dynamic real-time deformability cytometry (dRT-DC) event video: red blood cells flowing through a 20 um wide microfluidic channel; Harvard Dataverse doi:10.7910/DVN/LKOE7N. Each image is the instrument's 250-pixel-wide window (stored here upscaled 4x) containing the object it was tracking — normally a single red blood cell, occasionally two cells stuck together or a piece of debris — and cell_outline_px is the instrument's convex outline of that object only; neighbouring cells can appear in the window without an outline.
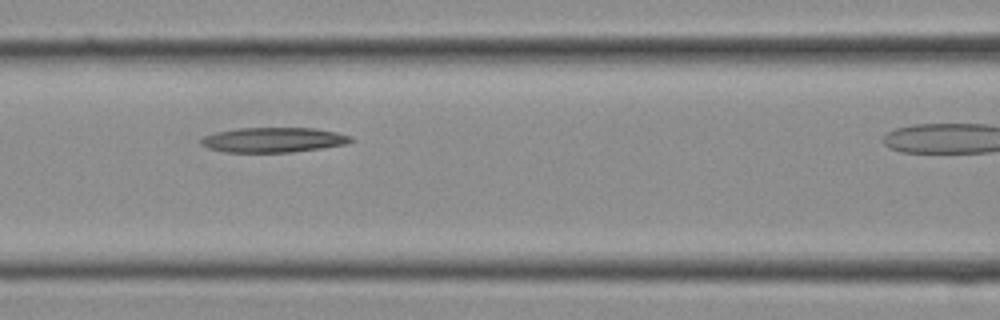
{"species": "Egyptian fruit bat (a non-hibernating species)", "species_latin": "Rousettus aegyptiacus", "temperature_condition": "cold", "stored_images_in_passage": 11, "segment_of_instrument_passage": [1, 2], "camera_frame_rate_fps": 3000, "um_per_image_px": 0.085, "frame": {"image": 1, "passage_image": 7, "time_ms": 2.0, "image_size_px": [1000, 320], "cell_outline_px": [[352, 140], [340, 144], [284, 152], [232, 152], [212, 148], [204, 144], [204, 140], [212, 136], [224, 132], [248, 128], [304, 128], [328, 132], [344, 136]], "centroid_in_image_um": [23.21, 11.9], "position_along_channel_um": 143.4, "area_um2": 19.48}}
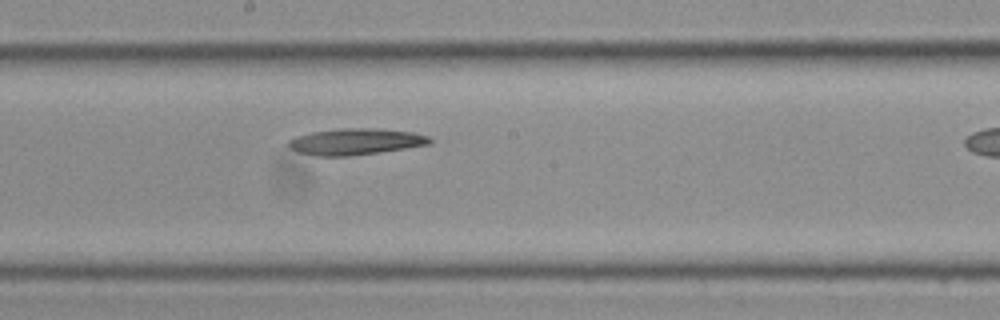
{"frame": {"image": 2, "passage_image": 10, "time_ms": 3.0, "image_size_px": [1000, 320], "cell_outline_px": [[428, 140], [424, 144], [400, 148], [372, 152], [336, 156], [328, 156], [304, 152], [292, 148], [292, 140], [304, 136], [320, 132], [404, 132], [424, 136]], "centroid_in_image_um": [30.18, 12.11], "position_along_channel_um": 218.0, "area_um2": 17.63}}